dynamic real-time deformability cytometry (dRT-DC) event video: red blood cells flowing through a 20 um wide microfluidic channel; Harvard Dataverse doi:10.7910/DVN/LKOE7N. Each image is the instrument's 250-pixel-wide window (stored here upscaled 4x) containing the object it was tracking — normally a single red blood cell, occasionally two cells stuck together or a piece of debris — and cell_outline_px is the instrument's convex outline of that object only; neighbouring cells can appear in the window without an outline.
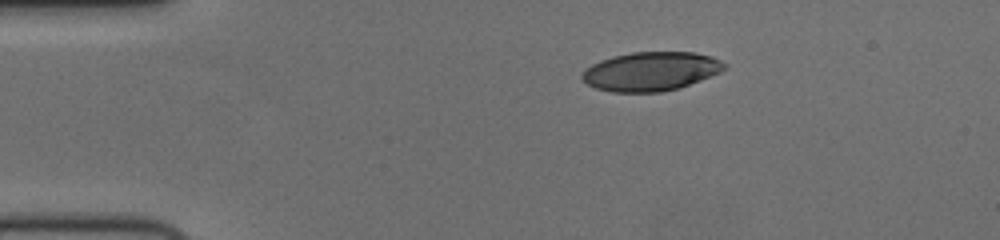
{"species": "human", "species_latin": "Homo sapiens", "temperature_condition": "cold", "stored_images_in_passage": 46, "camera_frame_rate_fps": 3000, "um_per_image_px": 0.085, "donor": {"sex": "female"}, "frame": {"image": 1, "passage_image": 1, "time_ms": 0.0, "image_size_px": [1000, 240], "cell_outline_px": [[728, 64], [720, 72], [680, 88], [660, 92], [612, 92], [596, 88], [580, 80], [580, 76], [592, 64], [600, 60], [612, 56], [632, 52], [696, 52], [712, 56]], "centroid_in_image_um": [55.32, 6.06], "position_along_channel_um": 29.7, "area_um2": 32.37}}
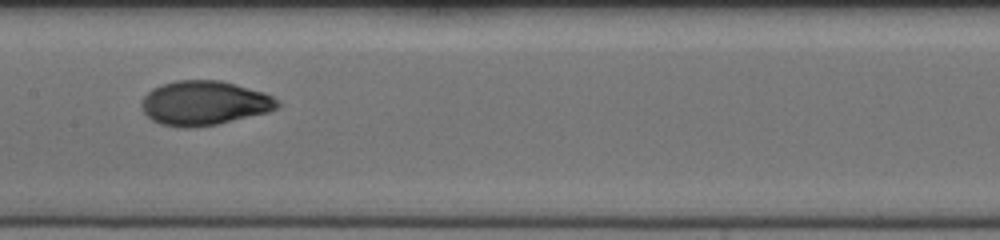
{"frame": {"image": 2, "passage_image": 19, "time_ms": 6.0, "image_size_px": [1000, 240], "cell_outline_px": [[280, 104], [276, 108], [268, 112], [216, 124], [188, 128], [184, 128], [160, 124], [152, 120], [144, 112], [140, 104], [144, 96], [152, 88], [160, 84], [176, 80], [220, 80], [236, 84], [264, 92], [280, 100]], "centroid_in_image_um": [17.35, 8.75], "position_along_channel_um": 190.1, "area_um2": 35.2}}
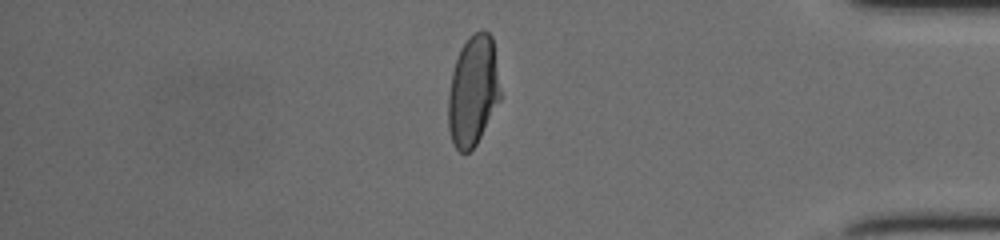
{"frame": {"image": 3, "passage_image": 38, "time_ms": 12.333, "image_size_px": [1000, 240], "cell_outline_px": [[500, 100], [476, 144], [468, 152], [460, 152], [452, 144], [448, 128], [448, 96], [452, 72], [460, 48], [480, 28], [484, 28], [492, 36], [500, 92]], "centroid_in_image_um": [40.19, 7.73], "position_along_channel_um": 395.0, "area_um2": 33.23}, "authors_computed_cell_mechanics": {"area_um2": 34.2754, "velocity_mm_per_s": 3.714, "shape_relaxation_time_tau1_ms": 3.2703, "shape_relaxation_time_tau2_ms": 1.3383, "deformation_change_tau1": 0.1661, "deformation_change_tau2": 0.0431}}